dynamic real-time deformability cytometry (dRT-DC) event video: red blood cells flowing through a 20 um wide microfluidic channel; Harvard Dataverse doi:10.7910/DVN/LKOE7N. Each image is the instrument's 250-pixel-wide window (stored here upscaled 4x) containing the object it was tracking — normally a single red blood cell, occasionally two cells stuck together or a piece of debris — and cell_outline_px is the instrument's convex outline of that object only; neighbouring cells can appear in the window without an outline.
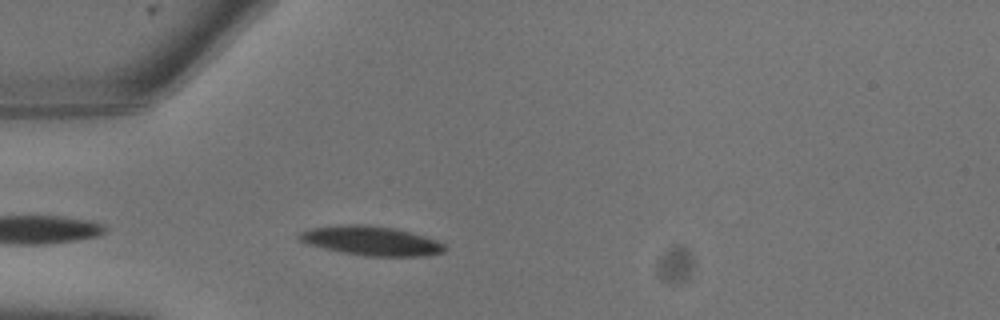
{"species": "common noctule bat (a hibernating species)", "species_latin": "Nyctalus noctula", "temperature_condition": "warm", "stored_images_in_passage": 11, "camera_frame_rate_fps": 3000, "um_per_image_px": 0.085, "animal": {"sex": "male", "body_mass_g": 13.3}, "frame": {"image": 1, "passage_image": 5, "time_ms": 1.333, "image_size_px": [1000, 320], "cell_outline_px": [[448, 248], [444, 252], [428, 256], [364, 256], [324, 248], [308, 244], [300, 240], [296, 236], [300, 232], [308, 228], [336, 224], [368, 224], [392, 228], [412, 232], [448, 244]], "centroid_in_image_um": [31.57, 20.46], "position_along_channel_um": 53.4, "area_um2": 25.2}}
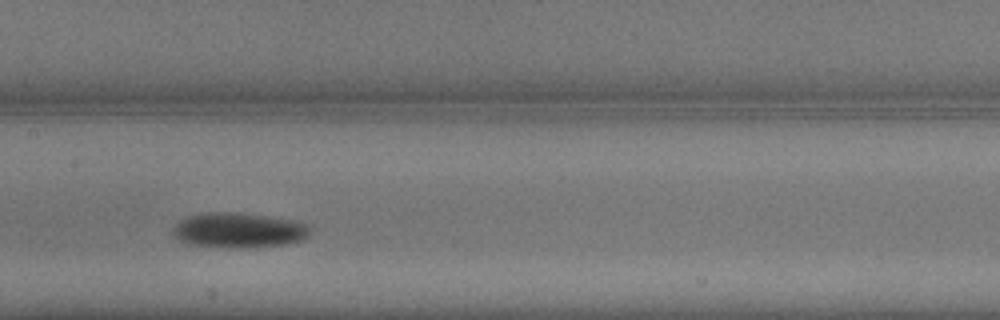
{"frame": {"image": 2, "passage_image": 10, "time_ms": 3.0, "image_size_px": [1000, 320], "cell_outline_px": [[312, 228], [308, 236], [300, 240], [288, 244], [244, 248], [184, 244], [172, 232], [172, 228], [180, 220], [188, 216], [208, 212], [236, 212], [292, 220], [312, 224]], "centroid_in_image_um": [20.32, 19.57], "position_along_channel_um": 187.1, "area_um2": 28.09}}